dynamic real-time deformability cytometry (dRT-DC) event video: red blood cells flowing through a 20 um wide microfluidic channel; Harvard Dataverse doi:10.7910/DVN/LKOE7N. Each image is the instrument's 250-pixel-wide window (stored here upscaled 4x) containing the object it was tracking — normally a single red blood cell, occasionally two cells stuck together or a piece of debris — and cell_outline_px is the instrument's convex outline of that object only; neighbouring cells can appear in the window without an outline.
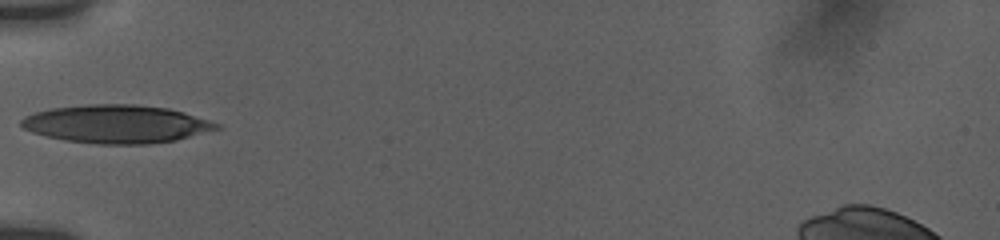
{"species": "human", "species_latin": "Homo sapiens", "temperature_condition": "room temperature", "stored_images_in_passage": 6, "camera_frame_rate_fps": 3000, "um_per_image_px": 0.085, "donor": {"sex": "female"}, "frame": {"image": 1, "passage_image": 1, "time_ms": 0.0, "image_size_px": [1000, 240], "cell_outline_px": [[220, 128], [176, 140], [148, 144], [96, 144], [64, 140], [44, 136], [32, 132], [24, 128], [20, 124], [20, 120], [24, 116], [36, 112], [52, 108], [88, 104], [136, 104], [168, 108], [184, 112], [220, 124]], "centroid_in_image_um": [9.87, 10.54], "position_along_channel_um": 75.1, "area_um2": 43.41}}
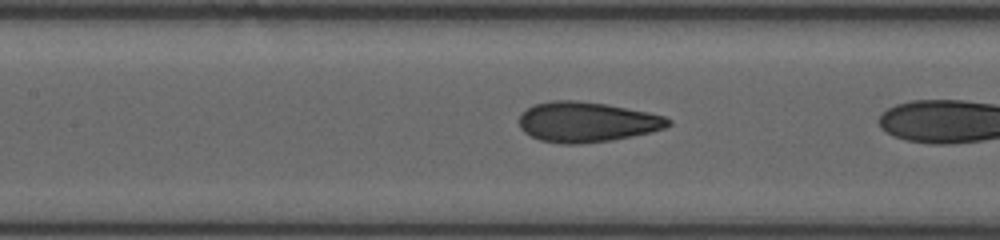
{"frame": {"image": 2, "passage_image": 5, "time_ms": 1.333, "image_size_px": [1000, 240], "cell_outline_px": [[672, 124], [664, 128], [652, 132], [612, 140], [580, 144], [564, 144], [540, 140], [524, 132], [520, 128], [520, 112], [536, 104], [552, 100], [576, 100], [608, 104], [648, 112], [664, 116], [672, 120]], "centroid_in_image_um": [49.89, 10.36], "position_along_channel_um": 157.5, "area_um2": 35.03}}